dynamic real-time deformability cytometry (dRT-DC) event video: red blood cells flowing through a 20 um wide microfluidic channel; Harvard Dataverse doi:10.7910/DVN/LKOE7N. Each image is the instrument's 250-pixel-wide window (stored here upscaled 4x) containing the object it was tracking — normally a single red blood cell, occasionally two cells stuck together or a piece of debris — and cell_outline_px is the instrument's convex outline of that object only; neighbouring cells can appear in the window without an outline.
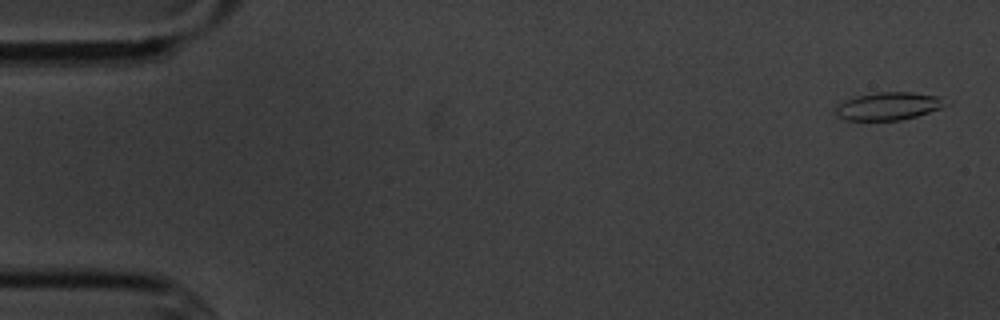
{"species": "common noctule bat (a hibernating species)", "species_latin": "Nyctalus noctula", "temperature_condition": "cold", "stored_images_in_passage": 57, "camera_frame_rate_fps": 3000, "um_per_image_px": 0.085, "animal": {"sex": "male", "body_mass_g": 20.1, "forearm_length_mm": 53.5}, "frame": {"image": 1, "passage_image": 2, "time_ms": 0.333, "image_size_px": [1000, 320], "cell_outline_px": [[952, 104], [916, 116], [900, 120], [844, 120], [836, 116], [836, 108], [844, 100], [856, 96], [876, 92], [912, 92], [936, 96], [952, 100]], "centroid_in_image_um": [75.57, 9.01], "position_along_channel_um": 9.4, "area_um2": 17.98}}
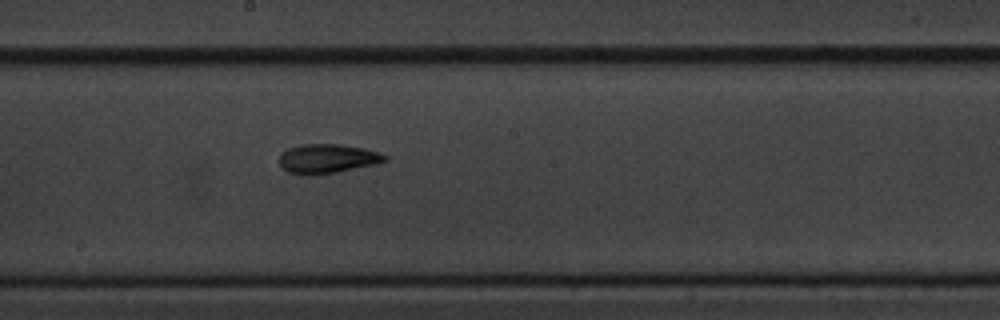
{"frame": {"image": 2, "passage_image": 31, "time_ms": 10.0, "image_size_px": [1000, 320], "cell_outline_px": [[388, 160], [376, 164], [316, 176], [308, 176], [288, 172], [280, 164], [280, 156], [288, 148], [300, 144], [340, 144], [364, 148], [380, 152], [388, 156]], "centroid_in_image_um": [27.86, 13.49], "position_along_channel_um": 220.3, "area_um2": 18.15}}
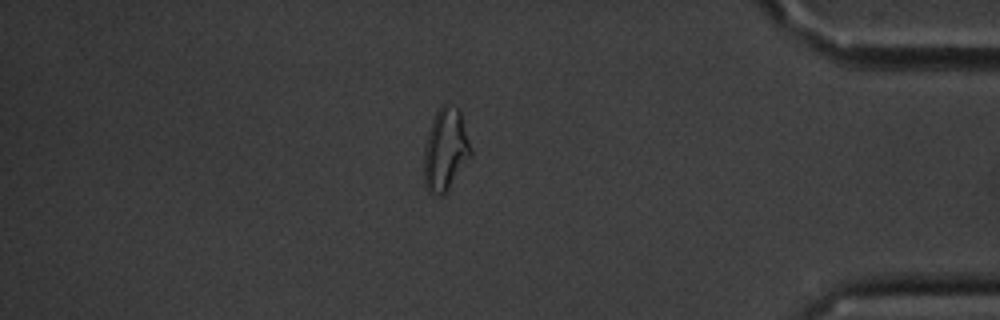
{"frame": {"image": 3, "passage_image": 49, "time_ms": 16.0, "image_size_px": [1000, 320], "cell_outline_px": [[472, 156], [444, 196], [440, 196], [428, 192], [424, 184], [424, 144], [432, 120], [436, 112], [444, 104], [460, 108], [472, 148]], "centroid_in_image_um": [37.88, 12.75], "position_along_channel_um": 397.3, "area_um2": 22.95}, "authors_computed_cell_mechanics": {"area_um2": 17.6868, "velocity_mm_per_s": 3.4924, "shape_relaxation_time_tau1_ms": 4.6475, "shape_relaxation_time_tau2_ms": 4.4883, "deformation_change_tau1": 0.1379, "deformation_change_tau2": 0.1153}}